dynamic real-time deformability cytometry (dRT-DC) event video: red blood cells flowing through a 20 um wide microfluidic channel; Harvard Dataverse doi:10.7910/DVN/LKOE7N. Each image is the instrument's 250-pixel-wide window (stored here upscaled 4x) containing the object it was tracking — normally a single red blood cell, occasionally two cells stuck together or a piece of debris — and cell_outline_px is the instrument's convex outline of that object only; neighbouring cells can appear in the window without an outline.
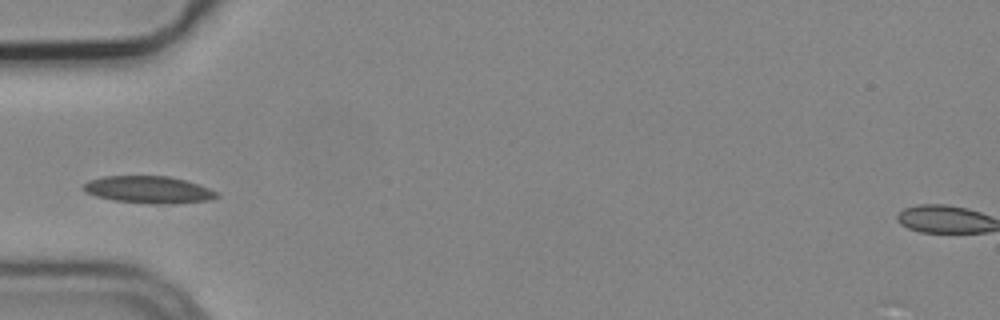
{"species": "common noctule bat (a hibernating species)", "species_latin": "Nyctalus noctula", "temperature_condition": "cold", "stored_images_in_passage": 7, "camera_frame_rate_fps": 3000, "um_per_image_px": 0.085, "animal": {"sex": "male", "body_mass_g": 19.2, "forearm_length_mm": 51.8}, "frame": {"image": 1, "passage_image": 4, "time_ms": 1.0, "image_size_px": [1000, 320], "cell_outline_px": [[220, 196], [208, 200], [176, 204], [152, 204], [112, 200], [96, 196], [84, 192], [80, 188], [88, 180], [104, 176], [168, 176], [184, 180], [208, 188], [216, 192]], "centroid_in_image_um": [12.57, 16.13], "position_along_channel_um": 72.4, "area_um2": 21.15}}
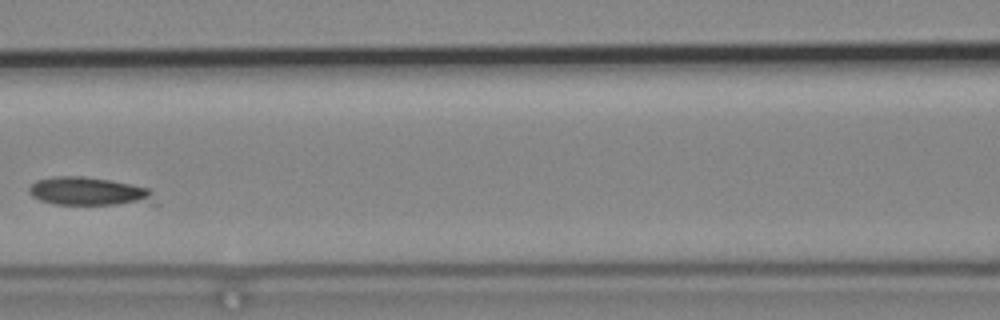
{"frame": {"image": 2, "passage_image": 6, "time_ms": 1.667, "image_size_px": [1000, 320], "cell_outline_px": [[160, 204], [156, 208], [52, 204], [40, 200], [32, 196], [28, 192], [28, 188], [36, 180], [56, 176], [80, 176], [108, 180], [148, 188], [152, 192]], "centroid_in_image_um": [7.78, 16.37], "position_along_channel_um": 158.8, "area_um2": 22.31}}
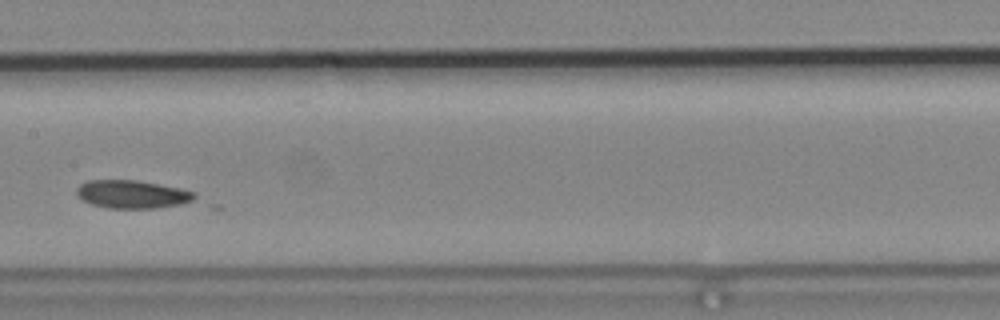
{"frame": {"image": 3, "passage_image": 7, "time_ms": 2.0, "image_size_px": [1000, 320], "cell_outline_px": [[196, 196], [192, 200], [180, 204], [156, 208], [108, 208], [92, 204], [76, 196], [76, 188], [80, 184], [88, 180], [136, 180], [180, 188], [196, 192]], "centroid_in_image_um": [11.21, 16.51], "position_along_channel_um": 196.2, "area_um2": 19.25}}